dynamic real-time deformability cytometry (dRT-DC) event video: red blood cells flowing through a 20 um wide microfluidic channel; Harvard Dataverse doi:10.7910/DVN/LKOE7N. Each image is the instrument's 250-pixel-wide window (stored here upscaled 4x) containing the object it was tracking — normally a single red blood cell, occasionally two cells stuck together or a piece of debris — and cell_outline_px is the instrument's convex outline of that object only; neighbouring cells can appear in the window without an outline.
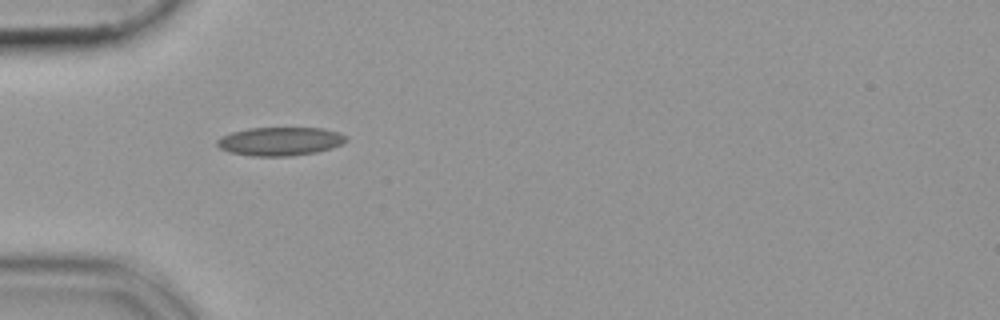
{"species": "common noctule bat (a hibernating species)", "species_latin": "Nyctalus noctula", "temperature_condition": "cold", "stored_images_in_passage": 37, "camera_frame_rate_fps": 3000, "um_per_image_px": 0.085, "animal": {"sex": "female", "body_mass_g": 19.9}, "frame": {"image": 1, "passage_image": 1, "time_ms": 0.0, "image_size_px": [1000, 320], "cell_outline_px": [[348, 140], [332, 148], [316, 152], [292, 156], [252, 156], [228, 152], [220, 148], [216, 144], [216, 140], [220, 136], [232, 132], [248, 128], [320, 128], [336, 132], [344, 136]], "centroid_in_image_um": [23.74, 12.02], "position_along_channel_um": 61.3, "area_um2": 21.39}}
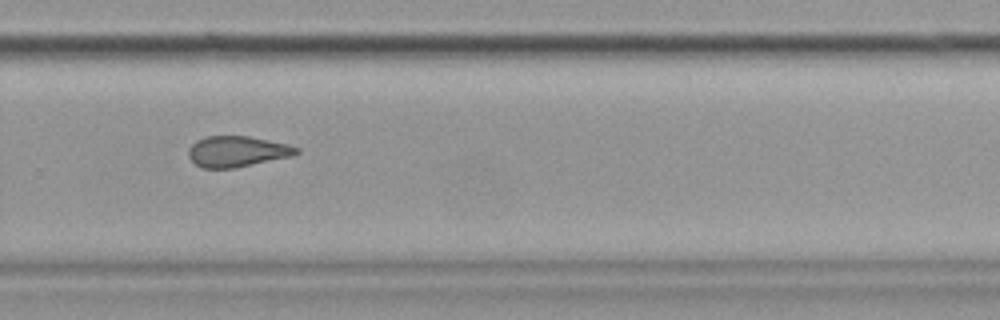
{"frame": {"image": 2, "passage_image": 21, "time_ms": 6.667, "image_size_px": [1000, 320], "cell_outline_px": [[300, 152], [292, 156], [236, 168], [204, 168], [196, 164], [188, 156], [188, 148], [196, 140], [204, 136], [248, 136], [288, 144], [300, 148]], "centroid_in_image_um": [20.16, 12.87], "position_along_channel_um": 309.6, "area_um2": 19.48}}
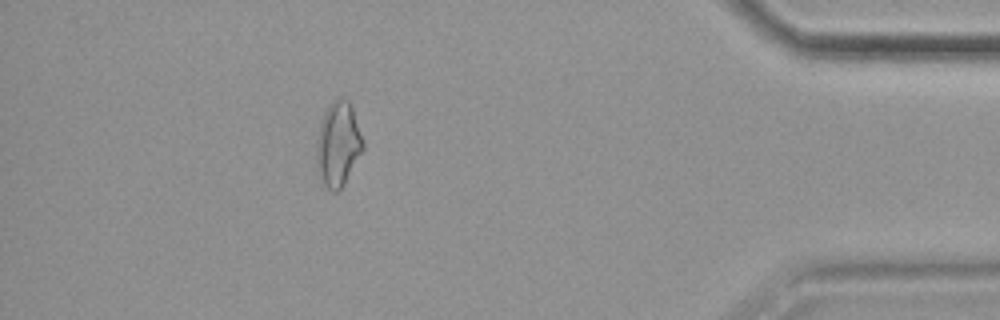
{"frame": {"image": 3, "passage_image": 32, "time_ms": 10.333, "image_size_px": [1000, 320], "cell_outline_px": [[364, 148], [344, 184], [336, 192], [332, 192], [324, 184], [316, 168], [316, 140], [320, 120], [328, 104], [332, 100], [340, 96], [348, 100], [352, 104], [364, 140]], "centroid_in_image_um": [28.73, 12.19], "position_along_channel_um": 406.5, "area_um2": 23.41}}